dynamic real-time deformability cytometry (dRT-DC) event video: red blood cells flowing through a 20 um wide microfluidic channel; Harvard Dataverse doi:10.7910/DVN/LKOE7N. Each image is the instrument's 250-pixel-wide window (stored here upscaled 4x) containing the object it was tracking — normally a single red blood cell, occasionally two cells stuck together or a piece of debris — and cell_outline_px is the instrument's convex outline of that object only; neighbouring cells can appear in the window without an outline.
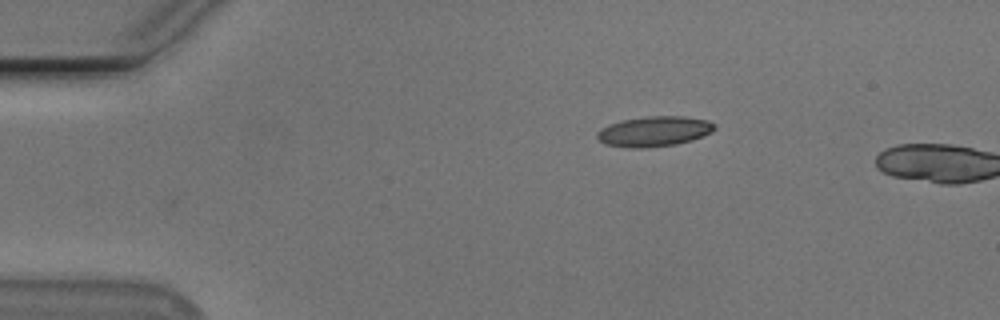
{"species": "Egyptian fruit bat (a non-hibernating species)", "species_latin": "Rousettus aegyptiacus", "temperature_condition": "cold", "stored_images_in_passage": 3, "camera_frame_rate_fps": 3000, "um_per_image_px": 0.085, "animal": {"sex": "male"}, "frame": {"image": 1, "passage_image": 1, "time_ms": 0.0, "image_size_px": [1000, 320], "cell_outline_px": [[716, 128], [712, 132], [692, 140], [676, 144], [644, 148], [628, 148], [604, 144], [596, 136], [596, 132], [612, 124], [624, 120], [648, 116], [680, 116], [708, 120], [716, 124]], "centroid_in_image_um": [55.64, 11.17], "position_along_channel_um": 29.4, "area_um2": 20.52}}